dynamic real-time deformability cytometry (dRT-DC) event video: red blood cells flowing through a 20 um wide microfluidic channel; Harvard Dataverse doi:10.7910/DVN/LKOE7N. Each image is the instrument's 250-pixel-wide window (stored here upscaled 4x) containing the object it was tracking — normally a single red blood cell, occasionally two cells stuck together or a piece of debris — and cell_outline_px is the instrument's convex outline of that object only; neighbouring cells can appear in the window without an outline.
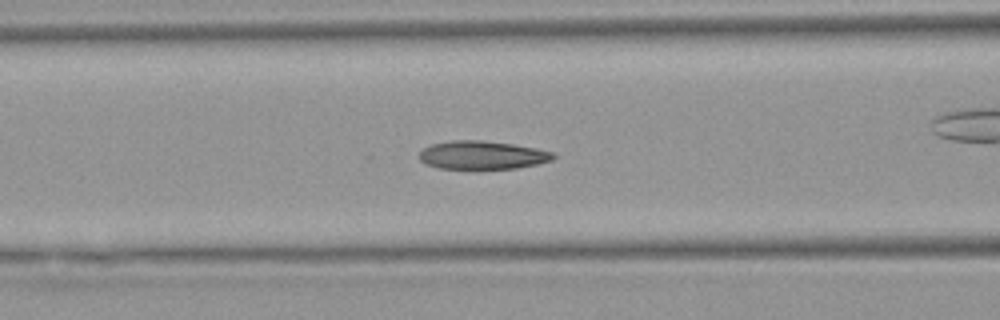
{"species": "Egyptian fruit bat (a non-hibernating species)", "species_latin": "Rousettus aegyptiacus", "temperature_condition": "warm", "stored_images_in_passage": 53, "camera_frame_rate_fps": 3000, "um_per_image_px": 0.085, "animal": {"sex": "female"}, "frame": {"image": 1, "passage_image": 21, "time_ms": 6.667, "image_size_px": [1000, 320], "cell_outline_px": [[556, 156], [552, 160], [536, 164], [516, 168], [440, 168], [424, 164], [420, 160], [420, 152], [424, 148], [432, 144], [452, 140], [480, 140], [512, 144], [536, 148], [552, 152]], "centroid_in_image_um": [40.98, 13.17], "position_along_channel_um": 125.6, "area_um2": 21.85}}
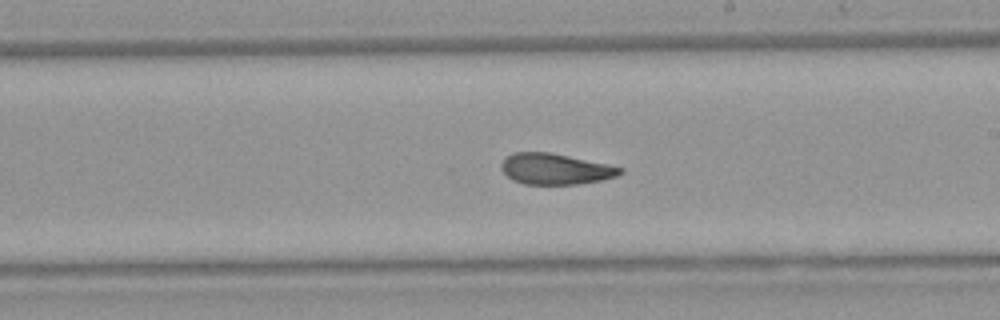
{"frame": {"image": 2, "passage_image": 30, "time_ms": 9.667, "image_size_px": [1000, 320], "cell_outline_px": [[624, 172], [616, 176], [600, 180], [576, 184], [524, 184], [512, 180], [500, 168], [500, 164], [504, 156], [512, 152], [552, 152], [608, 164], [624, 168]], "centroid_in_image_um": [47.17, 14.34], "position_along_channel_um": 241.8, "area_um2": 21.62}}
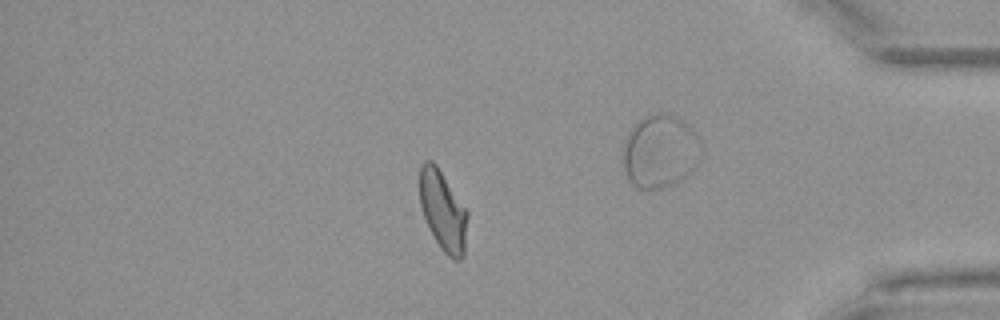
{"frame": {"image": 3, "passage_image": 45, "time_ms": 14.667, "image_size_px": [1000, 320], "cell_outline_px": [[468, 216], [464, 256], [460, 260], [452, 260], [440, 248], [424, 216], [420, 204], [420, 164], [424, 160], [432, 160], [436, 164], [468, 212]], "centroid_in_image_um": [37.66, 17.92], "position_along_channel_um": 397.5, "area_um2": 22.14}, "authors_computed_cell_mechanics": {"area_um2": 22.4842, "velocity_mm_per_s": 3.8905, "shape_relaxation_time_tau1_ms": 8.8613, "shape_relaxation_time_tau2_ms": 2.3893, "deformation_change_tau1": 0.2182, "deformation_change_tau2": 0.0866}}